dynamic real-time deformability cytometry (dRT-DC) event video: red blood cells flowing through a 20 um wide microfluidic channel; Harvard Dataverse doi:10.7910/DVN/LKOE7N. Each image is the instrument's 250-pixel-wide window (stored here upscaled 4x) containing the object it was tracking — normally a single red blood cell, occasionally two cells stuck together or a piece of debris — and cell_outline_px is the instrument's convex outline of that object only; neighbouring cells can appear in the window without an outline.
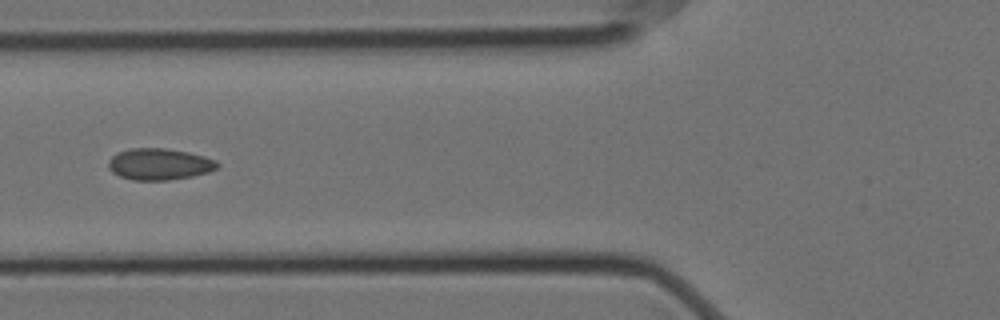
{"species": "Egyptian fruit bat (a non-hibernating species)", "species_latin": "Rousettus aegyptiacus", "temperature_condition": "cold", "stored_images_in_passage": 4, "camera_frame_rate_fps": 3000, "um_per_image_px": 0.085, "animal": {"sex": "female"}, "frame": {"image": 1, "passage_image": 3, "time_ms": 0.667, "image_size_px": [1000, 320], "cell_outline_px": [[220, 164], [216, 168], [208, 172], [192, 176], [168, 180], [132, 180], [120, 176], [112, 172], [108, 168], [108, 160], [116, 152], [132, 148], [168, 148], [188, 152], [204, 156], [216, 160]], "centroid_in_image_um": [13.52, 13.94], "position_along_channel_um": 112.3, "area_um2": 20.11}}
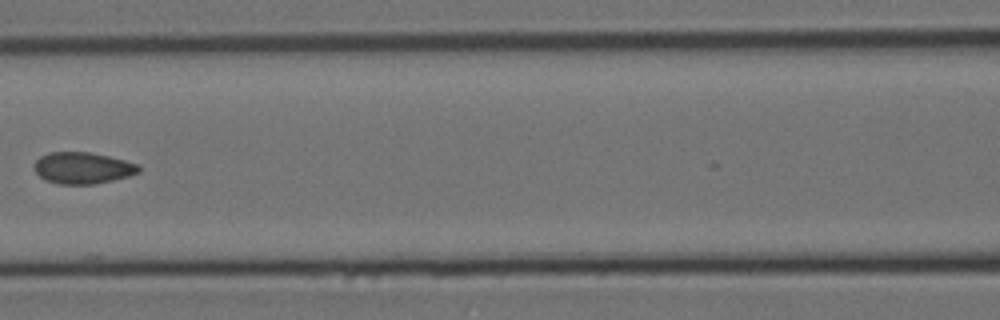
{"frame": {"image": 2, "passage_image": 4, "time_ms": 1.0, "image_size_px": [1000, 320], "cell_outline_px": [[140, 172], [128, 176], [96, 184], [60, 184], [44, 180], [32, 168], [32, 164], [40, 156], [52, 152], [88, 152], [108, 156], [140, 164]], "centroid_in_image_um": [7.01, 14.28], "position_along_channel_um": 159.6, "area_um2": 19.31}}